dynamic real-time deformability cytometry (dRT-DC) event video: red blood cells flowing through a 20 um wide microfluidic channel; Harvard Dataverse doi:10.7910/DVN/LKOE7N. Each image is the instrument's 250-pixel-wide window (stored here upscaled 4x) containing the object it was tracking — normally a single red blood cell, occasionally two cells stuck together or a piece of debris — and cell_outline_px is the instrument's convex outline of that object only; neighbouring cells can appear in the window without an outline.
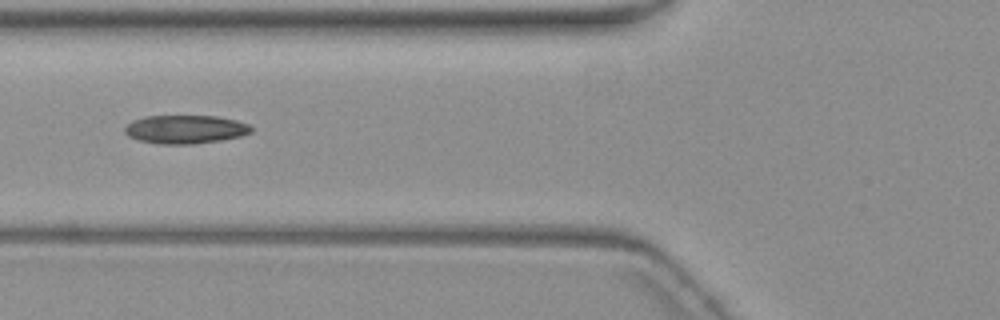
{"species": "common noctule bat (a hibernating species)", "species_latin": "Nyctalus noctula", "temperature_condition": "warm", "stored_images_in_passage": 7, "camera_frame_rate_fps": 3000, "um_per_image_px": 0.085, "animal": {"sex": "female", "body_mass_g": 19.3, "forearm_length_mm": 54.1}, "frame": {"image": 1, "passage_image": 6, "time_ms": 6.667, "image_size_px": [1000, 320], "cell_outline_px": [[252, 132], [240, 136], [220, 140], [192, 144], [160, 144], [140, 140], [128, 136], [124, 132], [124, 128], [132, 120], [144, 116], [216, 116], [236, 120], [248, 124], [252, 128]], "centroid_in_image_um": [15.74, 10.99], "position_along_channel_um": 110.1, "area_um2": 20.92}}
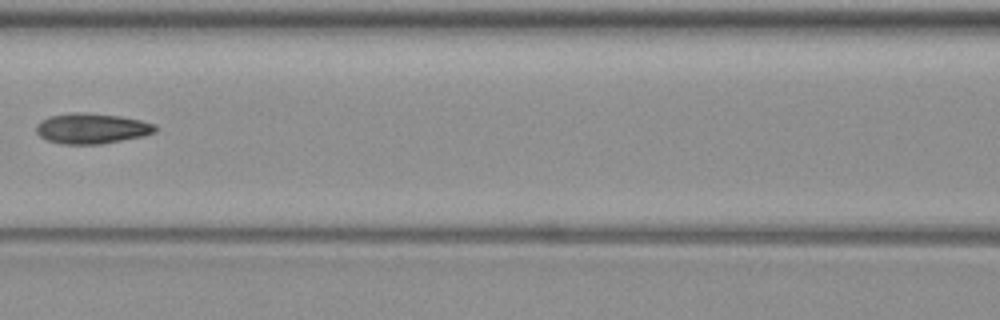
{"frame": {"image": 2, "passage_image": 7, "time_ms": 8.0, "image_size_px": [1000, 320], "cell_outline_px": [[156, 132], [144, 136], [100, 144], [60, 144], [48, 140], [40, 136], [36, 132], [36, 124], [40, 120], [48, 116], [72, 112], [88, 112], [120, 116], [140, 120], [156, 124]], "centroid_in_image_um": [7.78, 10.91], "position_along_channel_um": 158.8, "area_um2": 21.33}}